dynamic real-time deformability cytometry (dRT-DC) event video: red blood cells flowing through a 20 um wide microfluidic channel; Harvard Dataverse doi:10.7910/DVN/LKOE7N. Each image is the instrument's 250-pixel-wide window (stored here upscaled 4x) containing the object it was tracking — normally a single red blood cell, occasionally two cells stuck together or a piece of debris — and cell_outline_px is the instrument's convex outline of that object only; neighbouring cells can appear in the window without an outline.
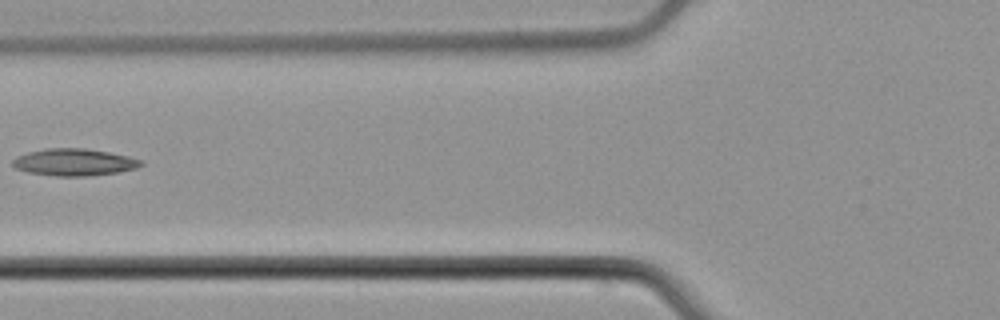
{"species": "common noctule bat (a hibernating species)", "species_latin": "Nyctalus noctula", "temperature_condition": "cold", "stored_images_in_passage": 5, "camera_frame_rate_fps": 3000, "um_per_image_px": 0.085, "animal": {"sex": "male", "body_mass_g": 21.5, "forearm_length_mm": 52.0}, "frame": {"image": 1, "passage_image": 5, "time_ms": 5.0, "image_size_px": [1000, 320], "cell_outline_px": [[144, 164], [136, 168], [120, 172], [88, 176], [56, 176], [28, 172], [16, 168], [12, 164], [12, 160], [16, 156], [28, 152], [44, 148], [84, 148], [108, 152], [128, 156], [144, 160]], "centroid_in_image_um": [6.32, 13.78], "position_along_channel_um": 119.5, "area_um2": 20.35}}